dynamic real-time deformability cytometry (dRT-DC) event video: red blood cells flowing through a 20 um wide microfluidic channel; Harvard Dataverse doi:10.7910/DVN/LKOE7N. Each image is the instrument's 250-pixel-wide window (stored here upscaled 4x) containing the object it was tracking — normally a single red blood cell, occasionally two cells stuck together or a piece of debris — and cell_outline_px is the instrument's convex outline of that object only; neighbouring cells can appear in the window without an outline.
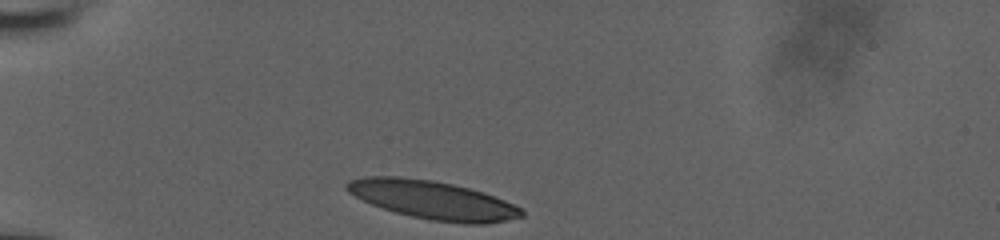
{"species": "human", "species_latin": "Homo sapiens", "temperature_condition": "room temperature", "stored_images_in_passage": 31, "camera_frame_rate_fps": 3000, "um_per_image_px": 0.085, "donor": {"sex": "male"}, "frame": {"image": 1, "passage_image": 1, "time_ms": 0.0, "image_size_px": [1000, 240], "cell_outline_px": [[524, 216], [488, 224], [464, 224], [432, 220], [412, 216], [396, 212], [372, 204], [348, 192], [344, 188], [344, 184], [348, 180], [364, 176], [396, 176], [432, 180], [452, 184], [484, 192], [524, 208]], "centroid_in_image_um": [36.8, 16.99], "position_along_channel_um": 48.2, "area_um2": 39.13}}
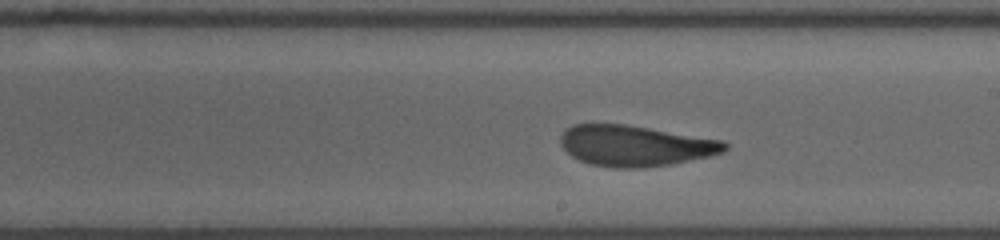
{"frame": {"image": 2, "passage_image": 18, "time_ms": 5.667, "image_size_px": [1000, 240], "cell_outline_px": [[728, 148], [724, 152], [708, 156], [672, 164], [644, 168], [612, 168], [592, 164], [580, 160], [572, 156], [560, 144], [560, 136], [572, 124], [624, 124], [724, 140], [728, 144]], "centroid_in_image_um": [54.01, 12.39], "position_along_channel_um": 235.0, "area_um2": 39.02}}
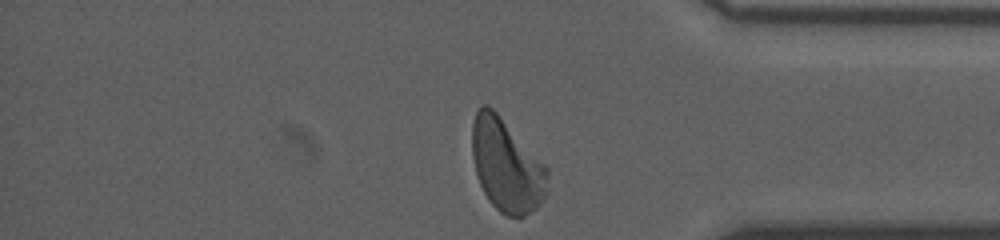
{"frame": {"image": 3, "passage_image": 31, "time_ms": 10.0, "image_size_px": [1000, 240], "cell_outline_px": [[548, 192], [540, 204], [532, 212], [520, 220], [508, 216], [500, 212], [488, 200], [480, 184], [476, 172], [472, 156], [472, 124], [476, 112], [484, 104], [488, 104], [496, 112], [548, 168]], "centroid_in_image_um": [43.07, 14.12], "position_along_channel_um": 392.1, "area_um2": 40.81}, "authors_computed_cell_mechanics": {"area_um2": 39.7664, "velocity_mm_per_s": 3.9119, "shape_relaxation_time_tau1_ms": 4.8972, "shape_relaxation_time_tau2_ms": 1.3884, "deformation_change_tau1": 0.1862, "deformation_change_tau2": 0.0885}}